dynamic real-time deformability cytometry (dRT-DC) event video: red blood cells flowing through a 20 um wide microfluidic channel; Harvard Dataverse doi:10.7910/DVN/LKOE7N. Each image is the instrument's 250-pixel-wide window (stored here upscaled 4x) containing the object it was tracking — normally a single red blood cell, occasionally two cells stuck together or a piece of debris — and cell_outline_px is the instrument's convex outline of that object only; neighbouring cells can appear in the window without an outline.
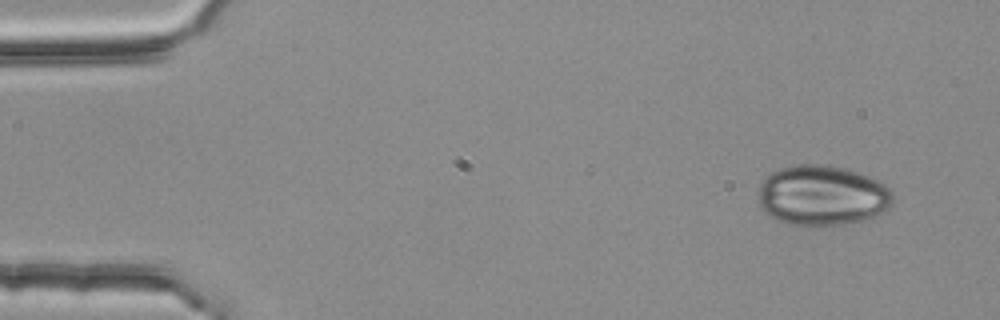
{"species": "common noctule bat (a hibernating species)", "species_latin": "Nyctalus noctula", "temperature_condition": "room temperature", "stored_images_in_passage": 4, "camera_frame_rate_fps": 3000, "um_per_image_px": 0.085, "animal": {"sex": "female", "body_mass_g": 25.1}, "frame": {"image": 1, "passage_image": 1, "time_ms": 0.0, "image_size_px": [1000, 320], "cell_outline_px": [[892, 204], [888, 208], [872, 216], [860, 220], [840, 224], [784, 224], [776, 220], [764, 212], [760, 208], [760, 184], [764, 176], [780, 168], [796, 164], [824, 164], [844, 168], [868, 176], [884, 184], [892, 192]], "centroid_in_image_um": [69.84, 16.59], "position_along_channel_um": 15.2, "area_um2": 46.76}}